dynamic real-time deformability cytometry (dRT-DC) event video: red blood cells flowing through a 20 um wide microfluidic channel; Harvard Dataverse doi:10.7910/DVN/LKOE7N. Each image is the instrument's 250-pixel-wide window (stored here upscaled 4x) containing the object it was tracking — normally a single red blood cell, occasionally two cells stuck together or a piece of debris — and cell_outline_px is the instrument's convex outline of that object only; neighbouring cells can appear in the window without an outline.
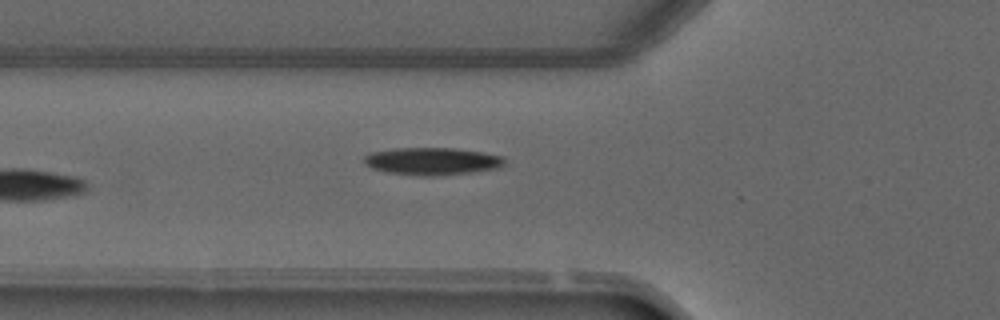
{"species": "common noctule bat (a hibernating species)", "species_latin": "Nyctalus noctula", "temperature_condition": "warm", "stored_images_in_passage": 3, "camera_frame_rate_fps": 3000, "um_per_image_px": 0.085, "animal": {"sex": "male", "forearm_length_mm": 52.5}, "frame": {"image": 1, "passage_image": 3, "time_ms": 2.667, "image_size_px": [1000, 320], "cell_outline_px": [[504, 164], [500, 168], [472, 172], [432, 176], [424, 176], [388, 172], [372, 168], [364, 160], [364, 156], [372, 152], [396, 148], [456, 148], [484, 152], [504, 156]], "centroid_in_image_um": [36.8, 13.69], "position_along_channel_um": 89.0, "area_um2": 22.37}}